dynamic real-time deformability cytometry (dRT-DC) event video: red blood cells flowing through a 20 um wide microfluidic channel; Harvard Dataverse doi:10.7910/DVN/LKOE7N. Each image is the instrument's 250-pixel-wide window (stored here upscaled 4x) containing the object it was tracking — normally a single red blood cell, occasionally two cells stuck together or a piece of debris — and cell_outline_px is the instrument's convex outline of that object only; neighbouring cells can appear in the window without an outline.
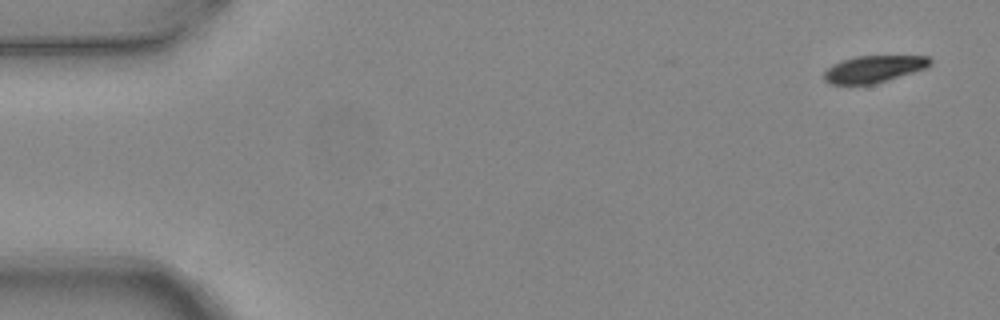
{"species": "common noctule bat (a hibernating species)", "species_latin": "Nyctalus noctula", "temperature_condition": "warm", "stored_images_in_passage": 4, "camera_frame_rate_fps": 3000, "um_per_image_px": 0.085, "animal": {"sex": "female", "body_mass_g": 24.6, "forearm_length_mm": 56.2}, "frame": {"image": 1, "passage_image": 1, "time_ms": 0.0, "image_size_px": [1000, 320], "cell_outline_px": [[932, 64], [928, 68], [888, 80], [872, 84], [828, 84], [824, 80], [824, 72], [832, 64], [840, 60], [856, 56], [928, 56], [932, 60]], "centroid_in_image_um": [74.28, 5.86], "position_along_channel_um": 10.7, "area_um2": 16.82}}